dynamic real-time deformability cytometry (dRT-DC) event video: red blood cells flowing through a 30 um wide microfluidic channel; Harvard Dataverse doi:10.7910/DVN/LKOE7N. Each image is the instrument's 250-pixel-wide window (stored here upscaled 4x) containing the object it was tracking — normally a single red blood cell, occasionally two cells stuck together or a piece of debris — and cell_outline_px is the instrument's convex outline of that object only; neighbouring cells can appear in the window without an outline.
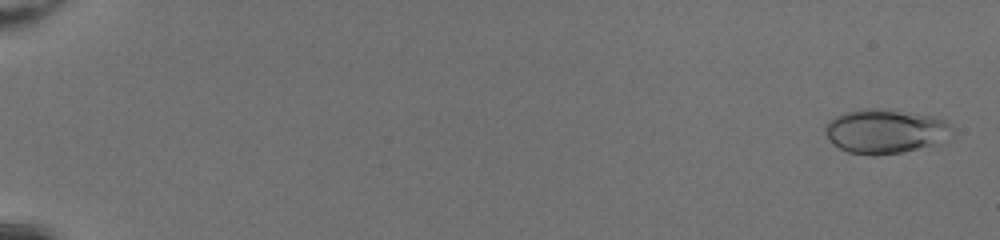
{"species": "common noctule bat (a hibernating species)", "species_latin": "Nyctalus noctula", "temperature_condition": "room temperature", "stored_images_in_passage": 51, "camera_frame_rate_fps": 3000, "um_per_image_px": 0.085, "animal": {"sex": "female", "body_mass_g": 20.0, "forearm_length_mm": 54.0}, "frame": {"image": 1, "passage_image": 2, "time_ms": 0.333, "image_size_px": [1000, 240], "cell_outline_px": [[956, 128], [952, 140], [932, 148], [876, 156], [872, 156], [848, 152], [832, 144], [824, 132], [824, 128], [828, 120], [844, 112], [860, 108], [884, 108], [916, 112], [940, 116], [952, 124]], "centroid_in_image_um": [75.41, 11.16], "position_along_channel_um": 9.6, "area_um2": 34.8}}
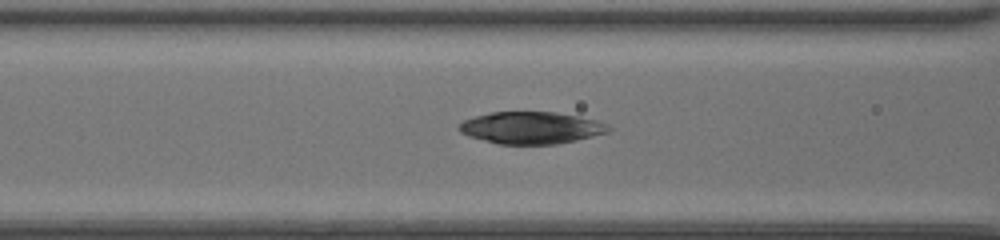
{"frame": {"image": 2, "passage_image": 24, "time_ms": 7.667, "image_size_px": [1000, 240], "cell_outline_px": [[612, 128], [608, 132], [576, 140], [556, 144], [500, 144], [468, 136], [460, 132], [456, 128], [464, 120], [472, 116], [492, 112], [556, 112], [580, 116], [596, 120], [608, 124]], "centroid_in_image_um": [45.14, 10.85], "position_along_channel_um": 121.5, "area_um2": 27.98}}
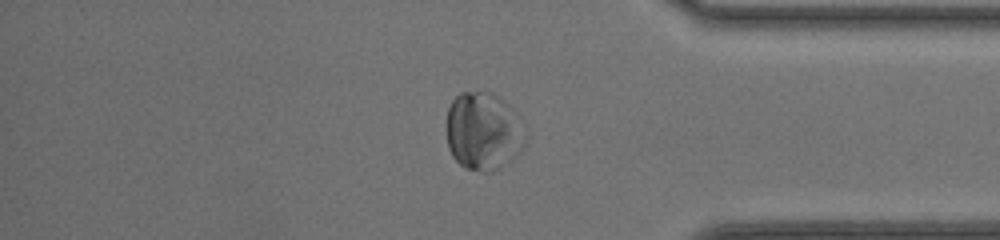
{"frame": {"image": 3, "passage_image": 44, "time_ms": 14.333, "image_size_px": [1000, 240], "cell_outline_px": [[528, 128], [524, 144], [520, 152], [516, 156], [500, 168], [492, 172], [480, 172], [468, 168], [460, 164], [452, 156], [448, 148], [444, 124], [448, 108], [452, 100], [460, 92], [492, 92], [500, 96], [508, 104]], "centroid_in_image_um": [41.09, 11.15], "position_along_channel_um": 394.1, "area_um2": 36.88}}